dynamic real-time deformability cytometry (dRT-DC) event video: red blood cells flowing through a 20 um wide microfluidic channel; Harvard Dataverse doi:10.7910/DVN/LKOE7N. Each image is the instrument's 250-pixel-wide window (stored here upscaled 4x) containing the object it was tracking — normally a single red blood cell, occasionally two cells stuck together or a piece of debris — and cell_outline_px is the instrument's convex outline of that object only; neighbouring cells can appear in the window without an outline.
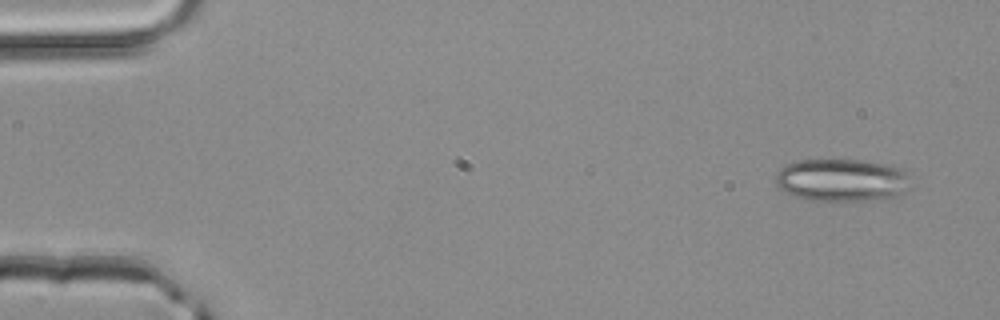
{"species": "common noctule bat (a hibernating species)", "species_latin": "Nyctalus noctula", "temperature_condition": "room temperature", "stored_images_in_passage": 3, "camera_frame_rate_fps": 3000, "um_per_image_px": 0.085, "animal": {"sex": "male", "body_mass_g": 20.4}, "frame": {"image": 1, "passage_image": 1, "time_ms": 0.0, "image_size_px": [1000, 320], "cell_outline_px": [[908, 172], [904, 192], [892, 200], [812, 200], [796, 196], [784, 192], [776, 188], [776, 172], [784, 164], [800, 160], [864, 160], [888, 164], [904, 168]], "centroid_in_image_um": [71.55, 15.3], "position_along_channel_um": 13.5, "area_um2": 33.93}}